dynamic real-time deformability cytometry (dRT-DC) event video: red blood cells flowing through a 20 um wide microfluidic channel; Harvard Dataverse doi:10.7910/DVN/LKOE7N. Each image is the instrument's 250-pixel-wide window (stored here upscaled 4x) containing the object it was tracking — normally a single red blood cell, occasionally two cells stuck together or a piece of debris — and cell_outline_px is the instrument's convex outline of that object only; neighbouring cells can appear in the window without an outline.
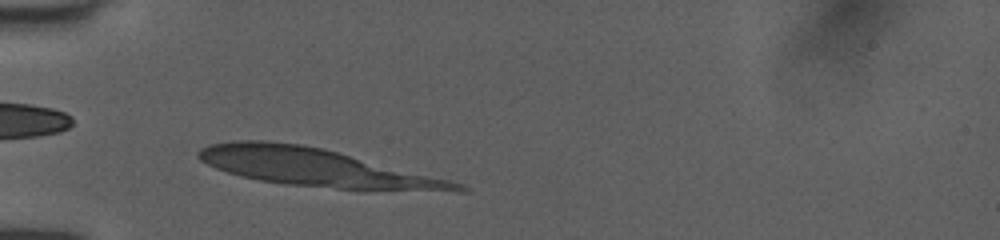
{"species": "human", "species_latin": "Homo sapiens", "temperature_condition": "room temperature", "stored_images_in_passage": 7, "camera_frame_rate_fps": 3000, "um_per_image_px": 0.085, "donor": {"sex": "female"}, "frame": {"image": 1, "passage_image": 4, "time_ms": 1.0, "image_size_px": [1000, 240], "cell_outline_px": [[472, 192], [364, 192], [288, 184], [260, 180], [240, 176], [216, 168], [200, 160], [196, 156], [196, 152], [200, 148], [208, 144], [232, 140], [268, 140], [300, 144], [324, 148], [464, 184], [472, 188]], "centroid_in_image_um": [27.02, 14.28], "position_along_channel_um": 58.0, "area_um2": 58.32}}